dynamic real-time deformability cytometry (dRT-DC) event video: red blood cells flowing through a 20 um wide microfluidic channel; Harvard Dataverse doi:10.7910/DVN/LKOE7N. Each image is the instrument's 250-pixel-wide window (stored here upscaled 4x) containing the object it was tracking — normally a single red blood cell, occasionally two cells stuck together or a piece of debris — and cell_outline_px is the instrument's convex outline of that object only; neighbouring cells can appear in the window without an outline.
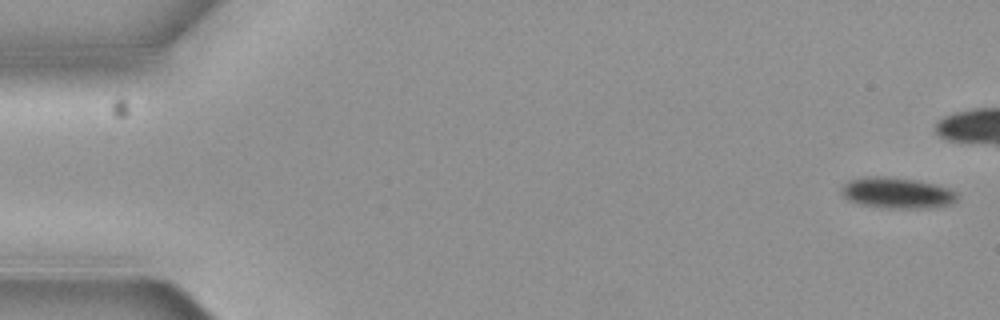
{"species": "common noctule bat (a hibernating species)", "species_latin": "Nyctalus noctula", "temperature_condition": "cold", "stored_images_in_passage": 6, "camera_frame_rate_fps": 3000, "um_per_image_px": 0.085, "animal": {"sex": "female", "body_mass_g": 19.3, "forearm_length_mm": 54.1}, "frame": {"image": 1, "passage_image": 1, "time_ms": 0.0, "image_size_px": [1000, 320], "cell_outline_px": [[956, 200], [948, 204], [932, 208], [880, 208], [856, 204], [848, 200], [840, 192], [840, 188], [848, 180], [864, 176], [884, 176], [916, 180], [932, 184], [944, 188], [952, 192], [956, 196]], "centroid_in_image_um": [76.11, 16.4], "position_along_channel_um": 8.9, "area_um2": 20.81}}